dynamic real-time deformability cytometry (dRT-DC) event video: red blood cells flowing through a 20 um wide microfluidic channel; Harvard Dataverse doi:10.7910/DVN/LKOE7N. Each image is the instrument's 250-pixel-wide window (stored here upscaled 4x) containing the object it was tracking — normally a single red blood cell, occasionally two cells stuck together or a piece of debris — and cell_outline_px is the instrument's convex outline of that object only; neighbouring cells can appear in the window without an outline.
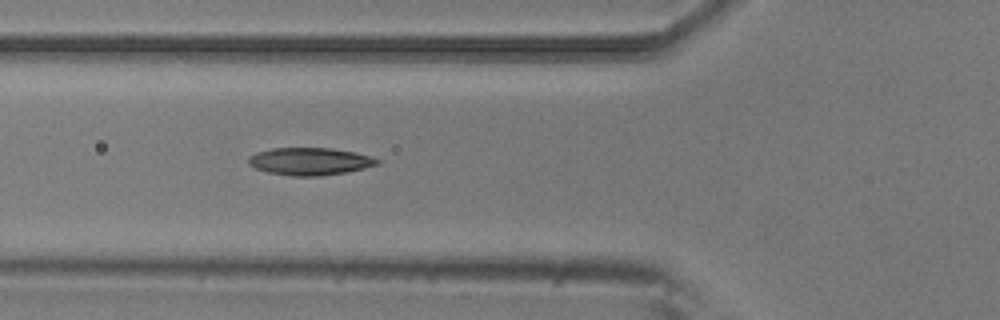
{"species": "common noctule bat (a hibernating species)", "species_latin": "Nyctalus noctula", "temperature_condition": "room temperature", "stored_images_in_passage": 5, "camera_frame_rate_fps": 3000, "um_per_image_px": 0.085, "animal": {"sex": "male", "body_mass_g": 20.5, "forearm_length_mm": 52.5}, "frame": {"image": 1, "passage_image": 5, "time_ms": 1.333, "image_size_px": [1000, 320], "cell_outline_px": [[380, 164], [364, 168], [344, 172], [320, 176], [292, 176], [268, 172], [256, 168], [248, 164], [248, 156], [256, 152], [272, 148], [332, 148], [356, 152], [380, 160]], "centroid_in_image_um": [26.32, 13.71], "position_along_channel_um": 99.5, "area_um2": 20.58}}